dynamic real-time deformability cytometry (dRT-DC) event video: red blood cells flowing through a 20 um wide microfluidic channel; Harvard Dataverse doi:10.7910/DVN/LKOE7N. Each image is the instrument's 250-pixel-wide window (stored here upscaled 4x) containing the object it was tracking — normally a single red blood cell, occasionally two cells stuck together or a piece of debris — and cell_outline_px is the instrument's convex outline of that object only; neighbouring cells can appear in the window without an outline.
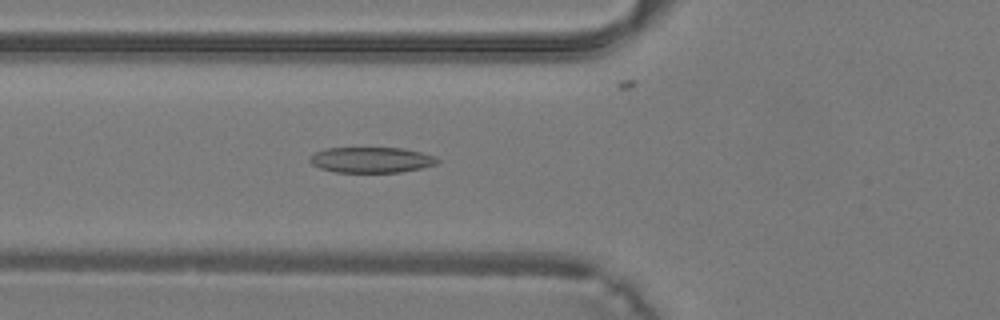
{"species": "common noctule bat (a hibernating species)", "species_latin": "Nyctalus noctula", "temperature_condition": "warm", "stored_images_in_passage": 41, "camera_frame_rate_fps": 3000, "um_per_image_px": 0.085, "animal": {"sex": "male", "body_mass_g": 19.2, "forearm_length_mm": 51.8}, "frame": {"image": 1, "passage_image": 16, "time_ms": 5.0, "image_size_px": [1000, 320], "cell_outline_px": [[440, 160], [436, 164], [420, 168], [400, 172], [336, 172], [320, 168], [312, 164], [308, 160], [308, 156], [316, 152], [328, 148], [404, 148], [436, 156]], "centroid_in_image_um": [31.55, 13.59], "position_along_channel_um": 94.2, "area_um2": 19.02}}
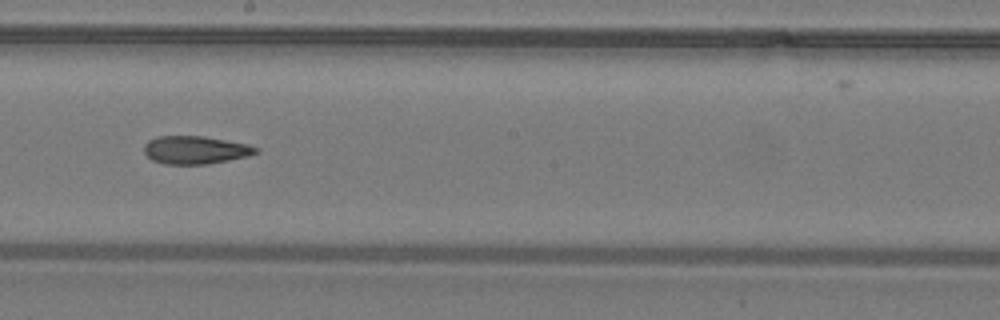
{"frame": {"image": 2, "passage_image": 24, "time_ms": 7.667, "image_size_px": [1000, 320], "cell_outline_px": [[260, 152], [248, 156], [208, 164], [164, 164], [152, 160], [144, 152], [144, 144], [148, 140], [156, 136], [204, 136], [248, 144], [260, 148]], "centroid_in_image_um": [16.62, 12.74], "position_along_channel_um": 231.6, "area_um2": 18.38}}
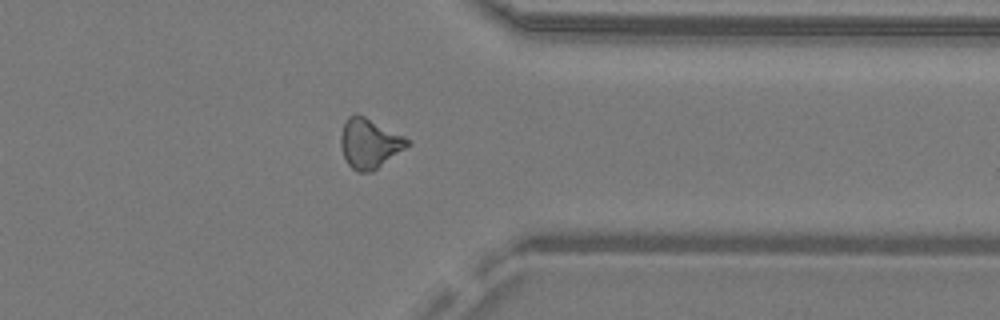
{"frame": {"image": 3, "passage_image": 33, "time_ms": 10.667, "image_size_px": [1000, 320], "cell_outline_px": [[412, 144], [372, 172], [356, 172], [348, 164], [344, 156], [340, 144], [340, 136], [344, 120], [348, 116], [356, 112], [412, 140]], "centroid_in_image_um": [31.4, 12.18], "position_along_channel_um": 380.0, "area_um2": 19.54}}